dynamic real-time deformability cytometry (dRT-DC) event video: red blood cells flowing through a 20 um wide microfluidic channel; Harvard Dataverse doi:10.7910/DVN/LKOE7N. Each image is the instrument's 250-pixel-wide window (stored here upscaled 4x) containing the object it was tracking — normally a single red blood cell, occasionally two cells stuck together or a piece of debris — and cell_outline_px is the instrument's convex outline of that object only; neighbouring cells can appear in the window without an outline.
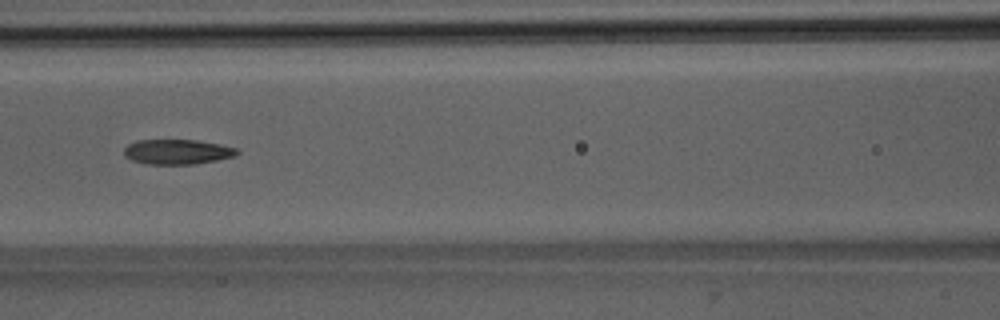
{"species": "Egyptian fruit bat (a non-hibernating species)", "species_latin": "Rousettus aegyptiacus", "temperature_condition": "room temperature", "stored_images_in_passage": 6, "camera_frame_rate_fps": 3000, "um_per_image_px": 0.085, "animal": {"sex": "male"}, "frame": {"image": 1, "passage_image": 6, "time_ms": 6.667, "image_size_px": [1000, 320], "cell_outline_px": [[240, 152], [236, 156], [216, 160], [192, 164], [144, 164], [132, 160], [124, 156], [124, 148], [128, 144], [136, 140], [196, 140], [220, 144], [236, 148]], "centroid_in_image_um": [15.05, 12.9], "position_along_channel_um": 151.5, "area_um2": 16.47}}